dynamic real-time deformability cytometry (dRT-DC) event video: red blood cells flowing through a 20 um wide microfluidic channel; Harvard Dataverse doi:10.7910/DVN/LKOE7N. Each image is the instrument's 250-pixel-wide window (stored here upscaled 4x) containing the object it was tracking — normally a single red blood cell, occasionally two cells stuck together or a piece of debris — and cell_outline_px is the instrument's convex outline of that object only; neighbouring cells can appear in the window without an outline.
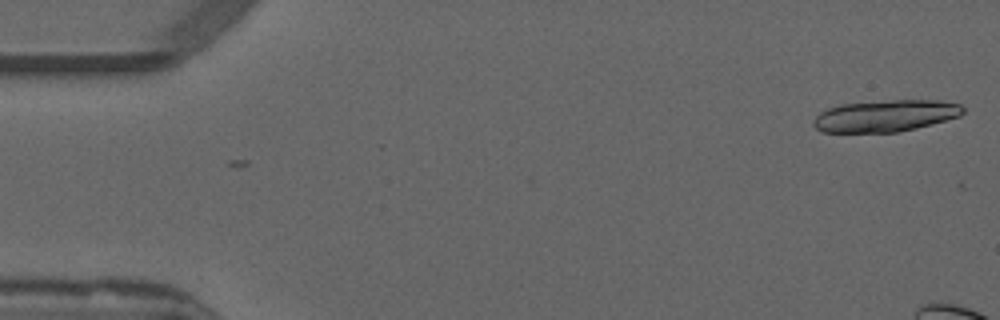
{"species": "common noctule bat (a hibernating species)", "species_latin": "Nyctalus noctula", "temperature_condition": "warm", "stored_images_in_passage": 5, "camera_frame_rate_fps": 3000, "um_per_image_px": 0.085, "animal": {"sex": "male", "forearm_length_mm": 52.5}, "frame": {"image": 1, "passage_image": 1, "time_ms": 0.0, "image_size_px": [1000, 320], "cell_outline_px": [[964, 112], [960, 116], [932, 124], [900, 132], [824, 132], [816, 128], [812, 124], [816, 116], [820, 112], [828, 108], [840, 104], [896, 100], [940, 100], [960, 104], [964, 108]], "centroid_in_image_um": [75.28, 9.84], "position_along_channel_um": 9.7, "area_um2": 27.63}}